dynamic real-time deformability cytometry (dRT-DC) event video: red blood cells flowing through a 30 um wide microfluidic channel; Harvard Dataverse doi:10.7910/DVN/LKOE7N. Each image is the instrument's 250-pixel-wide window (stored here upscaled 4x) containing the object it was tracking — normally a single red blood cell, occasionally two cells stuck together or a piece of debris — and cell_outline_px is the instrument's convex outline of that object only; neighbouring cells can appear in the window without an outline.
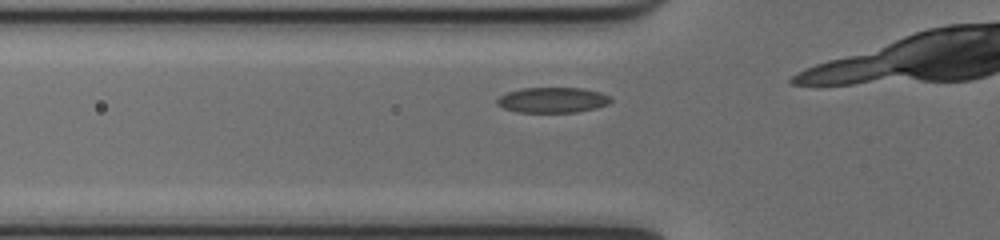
{"species": "common noctule bat (a hibernating species)", "species_latin": "Nyctalus noctula", "temperature_condition": "cold", "stored_images_in_passage": 6, "camera_frame_rate_fps": 3000, "um_per_image_px": 0.085, "animal": {"sex": "female", "body_mass_g": 17.0, "forearm_length_mm": 48.0}, "frame": {"image": 1, "passage_image": 2, "time_ms": 0.333, "image_size_px": [1000, 240], "cell_outline_px": [[612, 100], [608, 104], [596, 108], [576, 112], [520, 112], [504, 108], [496, 104], [496, 100], [500, 96], [508, 92], [520, 88], [584, 88], [600, 92], [612, 96]], "centroid_in_image_um": [47.0, 8.49], "position_along_channel_um": 78.8, "area_um2": 16.88}}
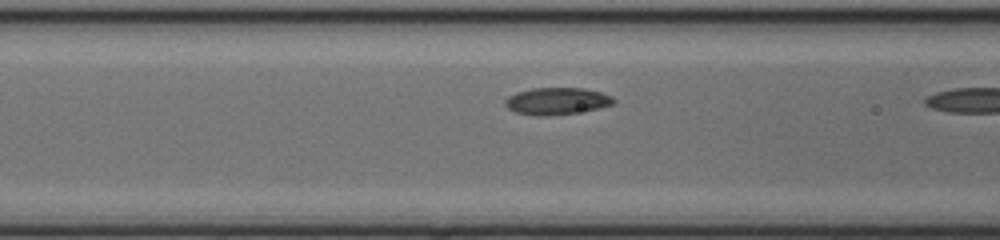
{"frame": {"image": 2, "passage_image": 5, "time_ms": 1.333, "image_size_px": [1000, 240], "cell_outline_px": [[616, 100], [612, 104], [596, 108], [576, 112], [548, 116], [536, 116], [516, 112], [508, 108], [504, 104], [504, 100], [508, 96], [516, 92], [532, 88], [584, 88], [600, 92], [612, 96]], "centroid_in_image_um": [47.29, 8.58], "position_along_channel_um": 119.3, "area_um2": 16.99}}